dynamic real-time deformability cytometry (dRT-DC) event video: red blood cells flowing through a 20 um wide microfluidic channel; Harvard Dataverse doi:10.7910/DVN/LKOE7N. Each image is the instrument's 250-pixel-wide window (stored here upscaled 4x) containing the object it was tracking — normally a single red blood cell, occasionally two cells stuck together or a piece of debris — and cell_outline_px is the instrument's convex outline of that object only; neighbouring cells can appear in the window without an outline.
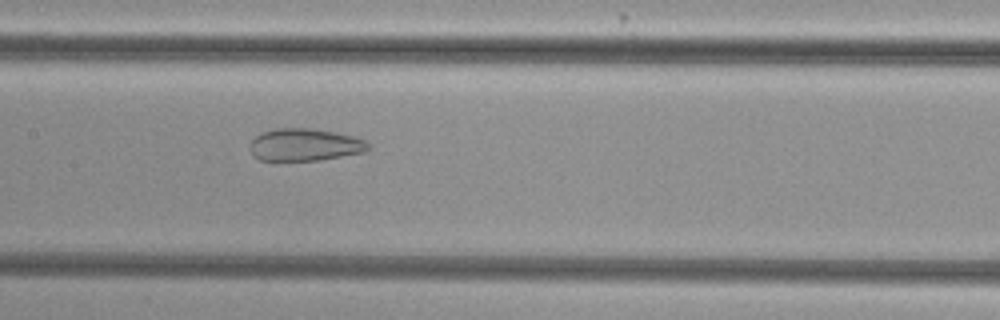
{"species": "common noctule bat (a hibernating species)", "species_latin": "Nyctalus noctula", "temperature_condition": "cold", "stored_images_in_passage": 53, "camera_frame_rate_fps": 3000, "um_per_image_px": 0.085, "animal": {"sex": "female", "body_mass_g": 29.2, "forearm_length_mm": 56.3}, "frame": {"image": 1, "passage_image": 26, "time_ms": 8.333, "image_size_px": [1000, 320], "cell_outline_px": [[372, 148], [364, 152], [320, 160], [260, 160], [248, 148], [252, 140], [256, 136], [264, 132], [276, 128], [312, 128], [336, 132], [352, 136], [364, 140], [372, 144]], "centroid_in_image_um": [25.95, 12.3], "position_along_channel_um": 181.4, "area_um2": 22.31}}
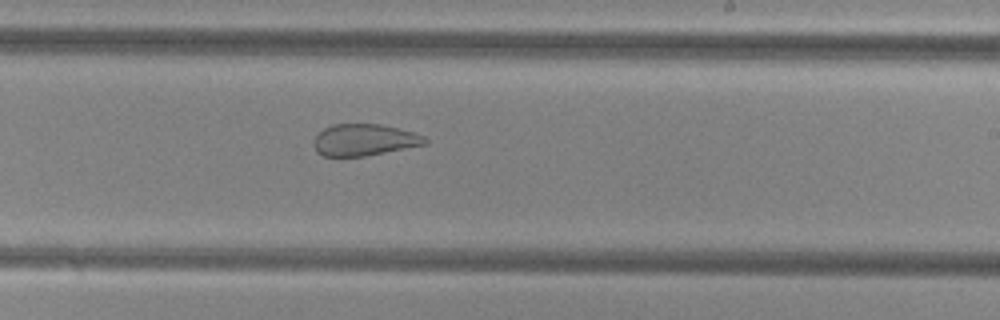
{"frame": {"image": 2, "passage_image": 32, "time_ms": 10.333, "image_size_px": [1000, 320], "cell_outline_px": [[428, 144], [364, 156], [324, 156], [316, 152], [312, 144], [312, 140], [316, 132], [332, 124], [380, 124], [412, 132], [424, 136], [428, 140]], "centroid_in_image_um": [30.9, 11.89], "position_along_channel_um": 258.1, "area_um2": 20.69}}
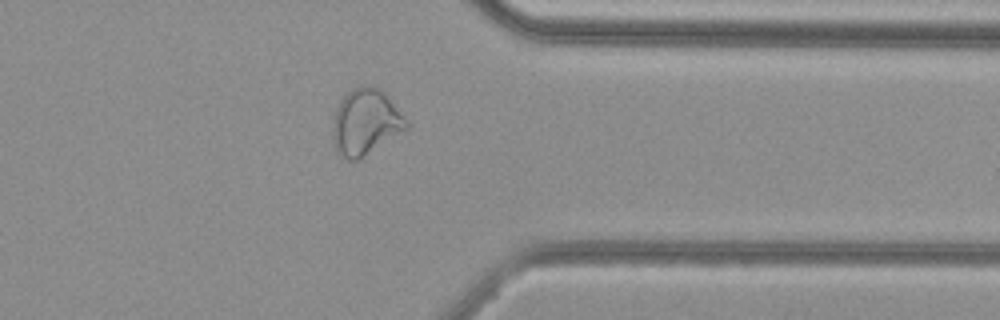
{"frame": {"image": 3, "passage_image": 42, "time_ms": 13.667, "image_size_px": [1000, 320], "cell_outline_px": [[408, 128], [360, 160], [348, 160], [336, 152], [332, 132], [332, 128], [336, 108], [340, 100], [352, 88], [360, 84], [376, 84], [384, 92], [408, 120]], "centroid_in_image_um": [31.08, 10.36], "position_along_channel_um": 380.3, "area_um2": 28.73}}